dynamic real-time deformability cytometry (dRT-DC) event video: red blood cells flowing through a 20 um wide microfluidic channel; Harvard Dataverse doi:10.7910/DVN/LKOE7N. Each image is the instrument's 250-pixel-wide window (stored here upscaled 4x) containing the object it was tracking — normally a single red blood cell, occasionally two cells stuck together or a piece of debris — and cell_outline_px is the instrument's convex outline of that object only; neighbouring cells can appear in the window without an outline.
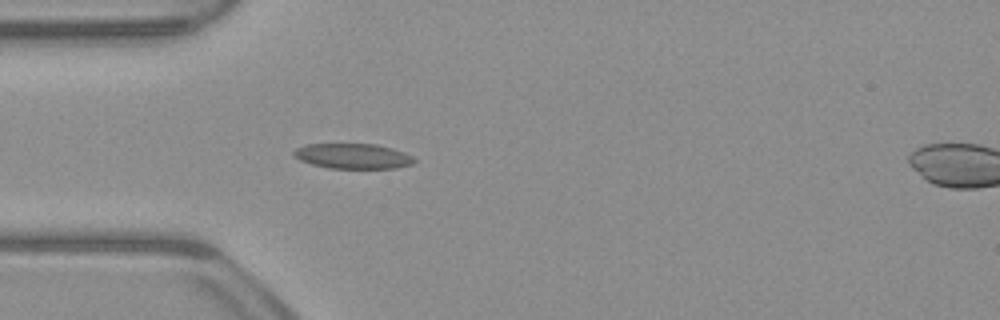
{"species": "common noctule bat (a hibernating species)", "species_latin": "Nyctalus noctula", "temperature_condition": "warm", "stored_images_in_passage": 38, "camera_frame_rate_fps": 3000, "um_per_image_px": 0.085, "animal": {"sex": "male", "body_mass_g": 23.1, "forearm_length_mm": 52.7}, "frame": {"image": 1, "passage_image": 1, "time_ms": 0.0, "image_size_px": [1000, 320], "cell_outline_px": [[416, 160], [412, 164], [396, 168], [328, 168], [312, 164], [300, 160], [292, 156], [292, 152], [296, 148], [308, 144], [376, 144], [392, 148], [404, 152], [412, 156]], "centroid_in_image_um": [29.99, 13.27], "position_along_channel_um": 55.0, "area_um2": 17.69}}
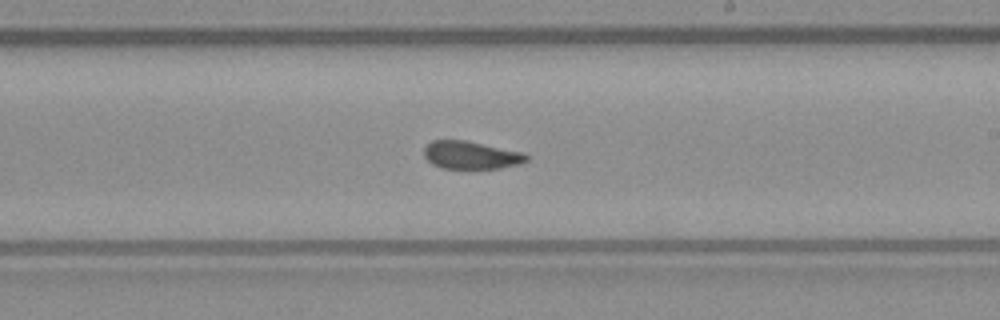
{"frame": {"image": 2, "passage_image": 16, "time_ms": 5.0, "image_size_px": [1000, 320], "cell_outline_px": [[528, 160], [520, 164], [500, 168], [440, 168], [432, 164], [424, 156], [424, 148], [432, 140], [464, 140], [524, 152], [528, 156]], "centroid_in_image_um": [40.04, 13.18], "position_along_channel_um": 249.0, "area_um2": 16.59}}
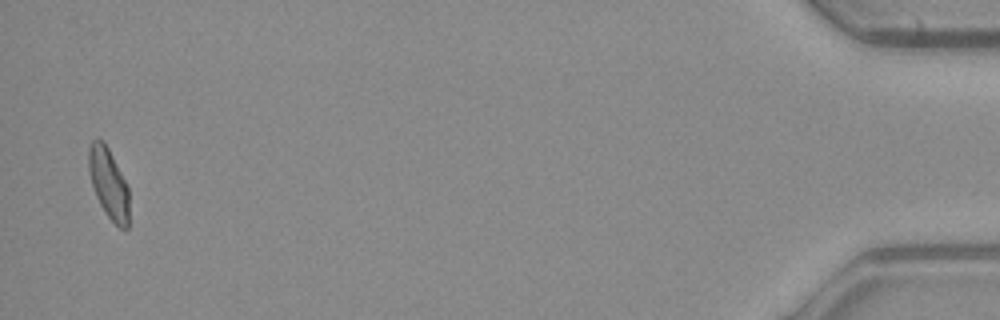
{"frame": {"image": 3, "passage_image": 37, "time_ms": 12.0, "image_size_px": [1000, 320], "cell_outline_px": [[128, 228], [120, 228], [108, 216], [100, 204], [96, 196], [92, 184], [88, 168], [88, 148], [92, 140], [104, 140], [128, 188]], "centroid_in_image_um": [9.21, 15.57], "position_along_channel_um": 426.0, "area_um2": 16.18}, "authors_computed_cell_mechanics": {"area_um2": 17.0221, "velocity_mm_per_s": 3.947, "shape_relaxation_time_tau1_ms": null, "shape_relaxation_time_tau2_ms": 1.8488, "deformation_change_tau1": null, "deformation_change_tau2": 0.0564}}